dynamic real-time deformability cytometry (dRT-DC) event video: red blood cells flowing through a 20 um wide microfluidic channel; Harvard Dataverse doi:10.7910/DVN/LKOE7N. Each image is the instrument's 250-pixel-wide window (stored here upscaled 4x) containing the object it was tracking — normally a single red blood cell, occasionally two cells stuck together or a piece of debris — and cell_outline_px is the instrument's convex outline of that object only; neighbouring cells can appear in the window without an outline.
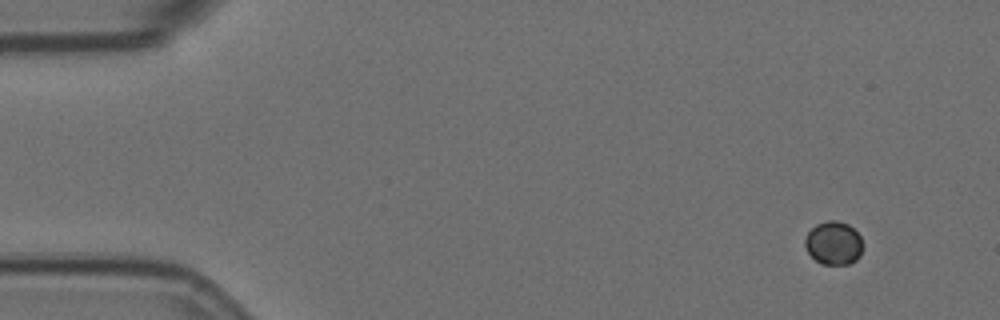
{"species": "Egyptian fruit bat (a non-hibernating species)", "species_latin": "Rousettus aegyptiacus", "temperature_condition": "room temperature", "stored_images_in_passage": 54, "camera_frame_rate_fps": 3000, "um_per_image_px": 0.085, "animal": {"sex": "female"}, "frame": {"image": 1, "passage_image": 1, "time_ms": 0.0, "image_size_px": [1000, 320], "cell_outline_px": [[860, 256], [856, 260], [848, 264], [820, 264], [808, 252], [804, 244], [804, 240], [808, 232], [816, 224], [828, 220], [836, 220], [848, 224], [860, 236]], "centroid_in_image_um": [70.82, 20.66], "position_along_channel_um": 14.2, "area_um2": 14.39}}
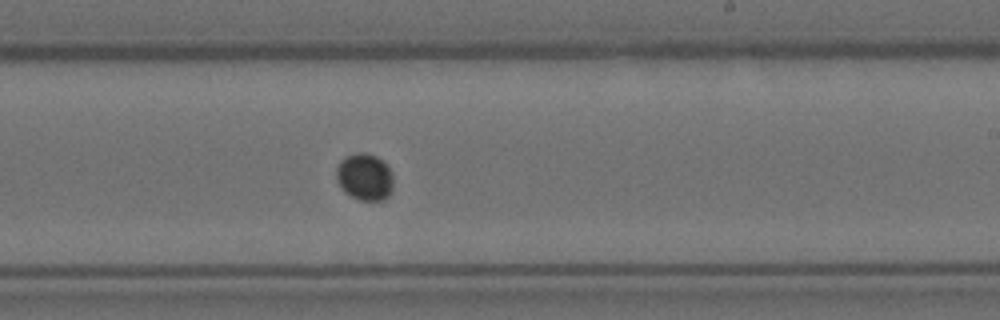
{"frame": {"image": 2, "passage_image": 31, "time_ms": 10.0, "image_size_px": [1000, 320], "cell_outline_px": [[392, 192], [384, 200], [360, 200], [344, 192], [336, 180], [336, 168], [340, 160], [344, 156], [360, 152], [364, 152], [376, 156], [392, 172]], "centroid_in_image_um": [30.97, 15.04], "position_along_channel_um": 258.0, "area_um2": 15.61}}
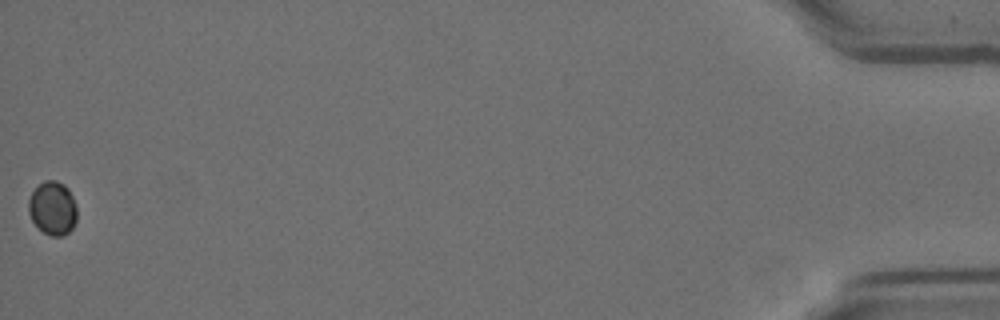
{"frame": {"image": 3, "passage_image": 54, "time_ms": 17.667, "image_size_px": [1000, 320], "cell_outline_px": [[76, 220], [72, 228], [64, 236], [52, 236], [44, 232], [32, 220], [28, 212], [28, 200], [32, 192], [44, 180], [56, 180], [64, 184], [68, 188], [76, 204]], "centroid_in_image_um": [4.48, 17.68], "position_along_channel_um": 430.7, "area_um2": 15.09}, "authors_computed_cell_mechanics": {"area_um2": 14.9413, "velocity_mm_per_s": 3.5441, "shape_relaxation_time_tau1_ms": 1.0577, "shape_relaxation_time_tau2_ms": null, "deformation_change_tau1": 0.0168, "deformation_change_tau2": null}}